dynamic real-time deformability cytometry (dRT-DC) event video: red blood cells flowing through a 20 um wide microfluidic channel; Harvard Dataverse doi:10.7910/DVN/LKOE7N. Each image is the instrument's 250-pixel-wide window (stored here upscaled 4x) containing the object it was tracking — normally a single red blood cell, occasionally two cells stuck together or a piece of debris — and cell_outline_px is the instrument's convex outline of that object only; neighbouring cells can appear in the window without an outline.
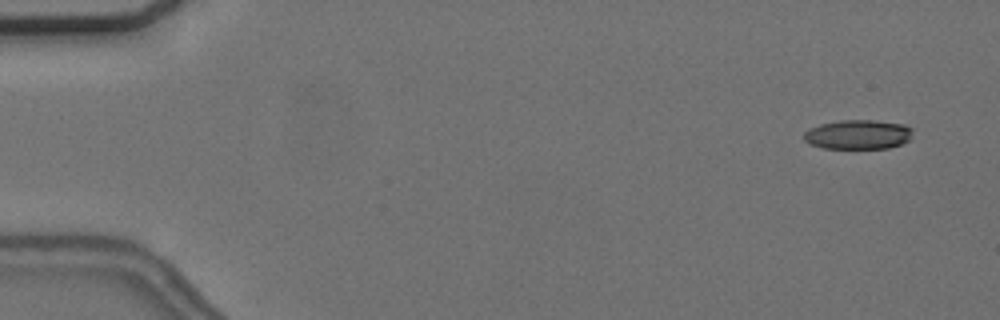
{"species": "common noctule bat (a hibernating species)", "species_latin": "Nyctalus noctula", "temperature_condition": "cold", "stored_images_in_passage": 4, "camera_frame_rate_fps": 3000, "um_per_image_px": 0.085, "animal": {"sex": "female", "body_mass_g": 24.6, "forearm_length_mm": 56.2}, "frame": {"image": 1, "passage_image": 1, "time_ms": 0.0, "image_size_px": [1000, 320], "cell_outline_px": [[912, 140], [888, 148], [820, 148], [804, 140], [804, 132], [808, 128], [820, 124], [840, 120], [872, 120], [904, 124], [912, 128]], "centroid_in_image_um": [72.95, 11.43], "position_along_channel_um": 12.1, "area_um2": 18.79}}